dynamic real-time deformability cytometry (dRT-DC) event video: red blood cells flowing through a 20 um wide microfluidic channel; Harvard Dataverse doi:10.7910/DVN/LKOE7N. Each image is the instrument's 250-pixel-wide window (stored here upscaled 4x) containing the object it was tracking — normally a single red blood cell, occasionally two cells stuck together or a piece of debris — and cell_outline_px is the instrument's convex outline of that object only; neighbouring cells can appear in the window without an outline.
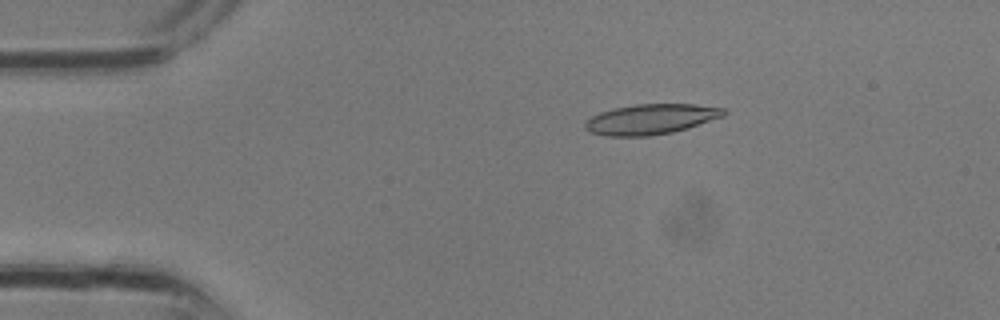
{"species": "common noctule bat (a hibernating species)", "species_latin": "Nyctalus noctula", "temperature_condition": "room temperature", "stored_images_in_passage": 17, "camera_frame_rate_fps": 3000, "um_per_image_px": 0.085, "animal": {"sex": "male", "body_mass_g": 13.3}, "frame": {"image": 1, "passage_image": 6, "time_ms": 1.667, "image_size_px": [1000, 320], "cell_outline_px": [[728, 112], [724, 116], [688, 128], [672, 132], [648, 136], [604, 136], [588, 132], [584, 128], [584, 124], [592, 116], [600, 112], [612, 108], [636, 104], [696, 104], [724, 108]], "centroid_in_image_um": [55.32, 10.13], "position_along_channel_um": 29.7, "area_um2": 24.62}}
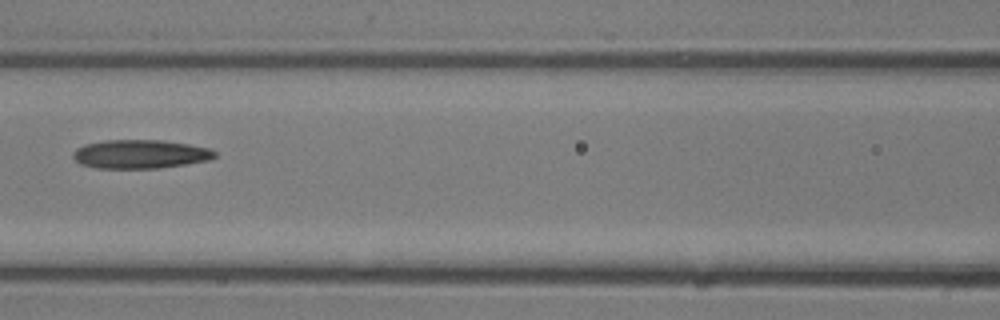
{"frame": {"image": 2, "passage_image": 14, "time_ms": 4.333, "image_size_px": [1000, 320], "cell_outline_px": [[216, 156], [208, 160], [160, 168], [96, 168], [80, 164], [72, 156], [72, 152], [76, 148], [84, 144], [108, 140], [160, 140], [188, 144], [208, 148], [216, 152]], "centroid_in_image_um": [11.88, 13.1], "position_along_channel_um": 154.7, "area_um2": 23.64}}
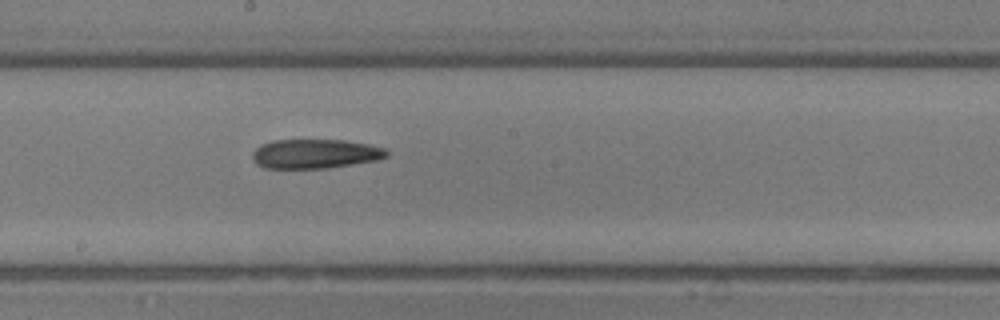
{"frame": {"image": 3, "passage_image": 17, "time_ms": 5.333, "image_size_px": [1000, 320], "cell_outline_px": [[388, 156], [376, 160], [328, 168], [264, 168], [256, 164], [252, 160], [252, 152], [260, 144], [272, 140], [344, 140], [368, 144], [384, 148], [388, 152]], "centroid_in_image_um": [26.74, 13.07], "position_along_channel_um": 221.5, "area_um2": 23.0}}